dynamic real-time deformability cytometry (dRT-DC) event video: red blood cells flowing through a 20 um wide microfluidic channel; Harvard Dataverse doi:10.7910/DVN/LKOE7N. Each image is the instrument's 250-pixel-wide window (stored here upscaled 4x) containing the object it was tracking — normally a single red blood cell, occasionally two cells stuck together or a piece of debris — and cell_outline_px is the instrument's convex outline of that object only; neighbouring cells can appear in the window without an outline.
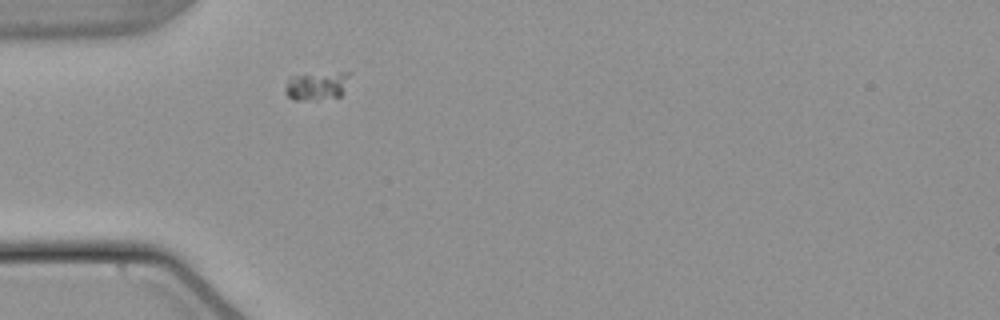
{"species": "common noctule bat (a hibernating species)", "species_latin": "Nyctalus noctula", "temperature_condition": "warm", "stored_images_in_passage": 39, "camera_frame_rate_fps": 3000, "um_per_image_px": 0.085, "animal": {"sex": "male", "body_mass_g": 21.5, "forearm_length_mm": 52.0}, "frame": {"image": 1, "passage_image": 1, "time_ms": 0.0, "image_size_px": [1000, 320], "cell_outline_px": [[352, 72], [344, 92], [340, 96], [304, 100], [292, 100], [284, 92], [284, 88], [288, 80], [292, 76], [340, 72]], "centroid_in_image_um": [26.94, 7.29], "position_along_channel_um": 58.1, "area_um2": 10.58}}
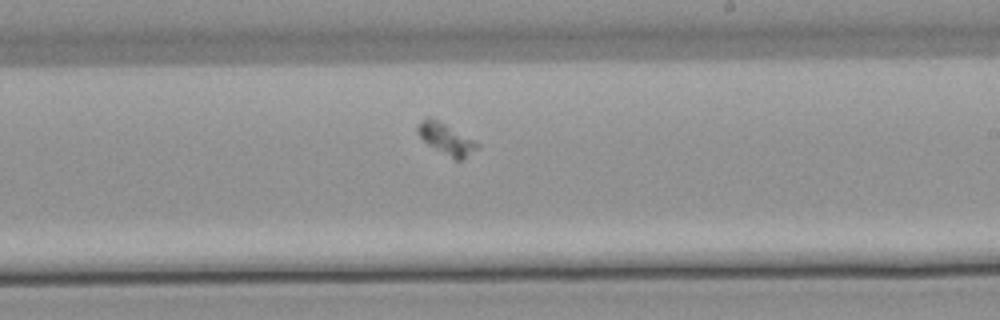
{"frame": {"image": 2, "passage_image": 17, "time_ms": 5.333, "image_size_px": [1000, 320], "cell_outline_px": [[480, 144], [476, 148], [460, 160], [456, 160], [428, 144], [416, 132], [416, 124], [420, 120], [428, 116], [432, 116]], "centroid_in_image_um": [37.84, 11.74], "position_along_channel_um": 251.2, "area_um2": 10.58}}
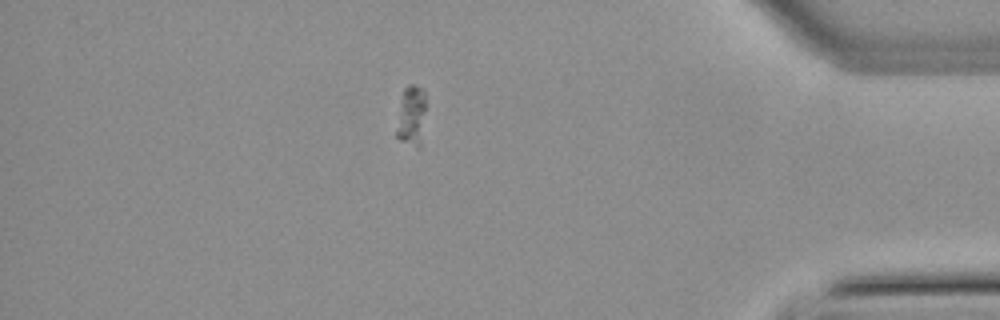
{"frame": {"image": 3, "passage_image": 32, "time_ms": 10.333, "image_size_px": [1000, 320], "cell_outline_px": [[424, 112], [420, 148], [400, 140], [396, 136], [396, 132], [400, 104], [404, 88], [408, 84], [412, 84], [424, 88]], "centroid_in_image_um": [34.96, 9.81], "position_along_channel_um": 400.2, "area_um2": 10.0}}